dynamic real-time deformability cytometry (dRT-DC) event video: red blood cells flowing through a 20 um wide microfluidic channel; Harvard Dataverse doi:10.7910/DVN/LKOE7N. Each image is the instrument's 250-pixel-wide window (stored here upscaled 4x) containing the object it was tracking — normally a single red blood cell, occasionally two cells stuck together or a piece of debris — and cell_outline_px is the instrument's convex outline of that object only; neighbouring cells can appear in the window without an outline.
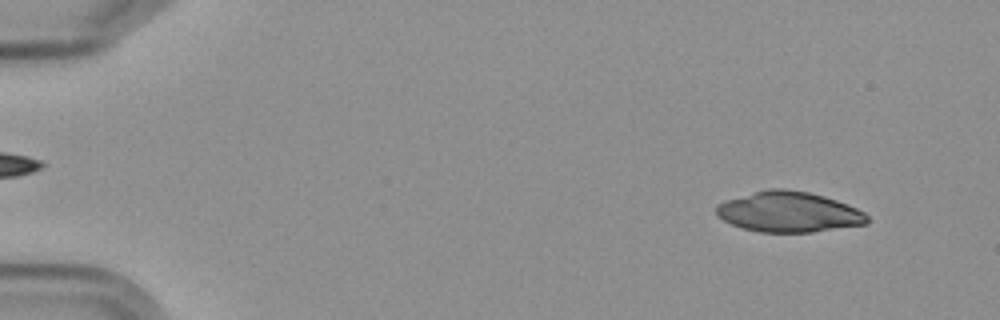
{"species": "Egyptian fruit bat (a non-hibernating species)", "species_latin": "Rousettus aegyptiacus", "temperature_condition": "cold", "stored_images_in_passage": 5, "camera_frame_rate_fps": 3000, "um_per_image_px": 0.085, "frame": {"image": 1, "passage_image": 1, "time_ms": 0.0, "image_size_px": [1000, 320], "cell_outline_px": [[868, 224], [812, 232], [760, 232], [740, 228], [724, 220], [716, 212], [716, 204], [724, 200], [752, 192], [768, 188], [784, 188], [808, 192], [824, 196], [836, 200], [856, 208], [864, 212], [868, 216]], "centroid_in_image_um": [67.03, 18.01], "position_along_channel_um": 18.0, "area_um2": 35.66}}